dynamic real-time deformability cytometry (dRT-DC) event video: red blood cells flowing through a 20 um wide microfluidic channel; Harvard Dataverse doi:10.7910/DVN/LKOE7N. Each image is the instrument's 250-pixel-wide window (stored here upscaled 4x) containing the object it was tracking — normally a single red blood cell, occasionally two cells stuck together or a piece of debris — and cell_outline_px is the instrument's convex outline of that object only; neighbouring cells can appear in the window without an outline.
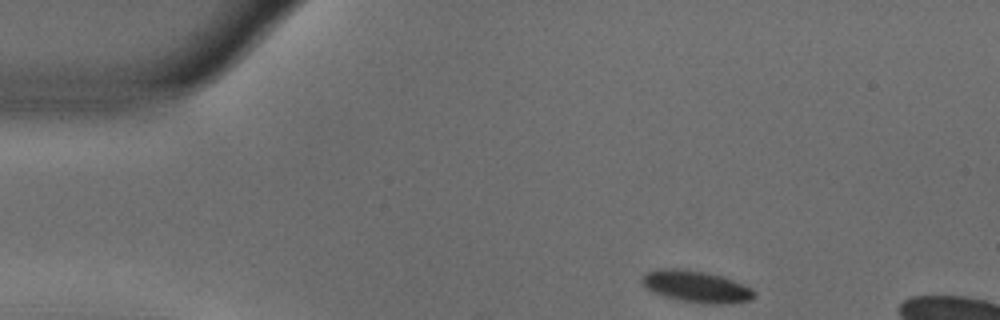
{"species": "common noctule bat (a hibernating species)", "species_latin": "Nyctalus noctula", "temperature_condition": "warm", "stored_images_in_passage": 43, "camera_frame_rate_fps": 3000, "um_per_image_px": 0.085, "animal": {"sex": "male", "body_mass_g": 18.8}, "frame": {"image": 1, "passage_image": 1, "time_ms": 0.0, "image_size_px": [1000, 320], "cell_outline_px": [[756, 296], [748, 300], [724, 304], [704, 304], [680, 300], [664, 296], [648, 288], [640, 280], [644, 272], [660, 268], [680, 268], [704, 272], [720, 276], [732, 280], [752, 288], [756, 292]], "centroid_in_image_um": [59.17, 24.35], "position_along_channel_um": 25.8, "area_um2": 20.58}}
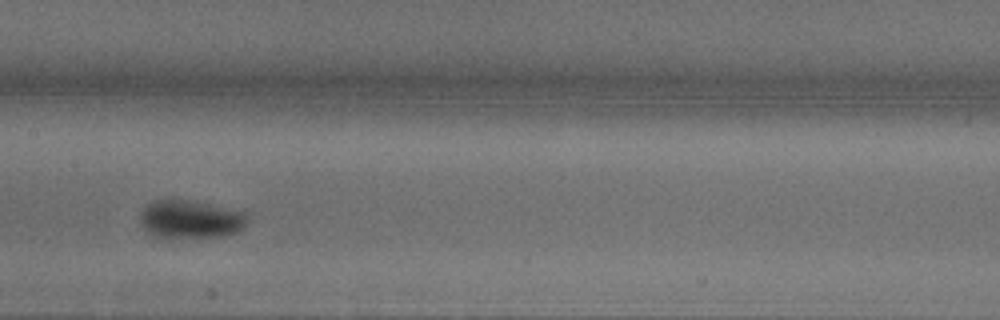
{"frame": {"image": 2, "passage_image": 20, "time_ms": 6.333, "image_size_px": [1000, 320], "cell_outline_px": [[248, 220], [244, 228], [236, 232], [224, 236], [196, 240], [156, 240], [140, 224], [140, 212], [148, 204], [164, 196], [196, 200], [248, 212]], "centroid_in_image_um": [16.16, 18.66], "position_along_channel_um": 191.2, "area_um2": 26.07}}
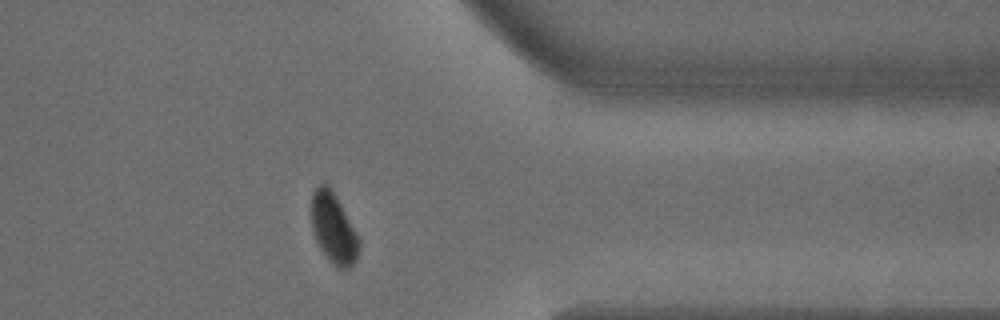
{"frame": {"image": 3, "passage_image": 37, "time_ms": 12.0, "image_size_px": [1000, 320], "cell_outline_px": [[360, 248], [356, 260], [348, 268], [336, 268], [328, 260], [320, 248], [316, 240], [312, 228], [312, 192], [320, 184], [328, 184], [336, 196], [360, 236]], "centroid_in_image_um": [28.38, 19.43], "position_along_channel_um": 383.0, "area_um2": 19.65}}